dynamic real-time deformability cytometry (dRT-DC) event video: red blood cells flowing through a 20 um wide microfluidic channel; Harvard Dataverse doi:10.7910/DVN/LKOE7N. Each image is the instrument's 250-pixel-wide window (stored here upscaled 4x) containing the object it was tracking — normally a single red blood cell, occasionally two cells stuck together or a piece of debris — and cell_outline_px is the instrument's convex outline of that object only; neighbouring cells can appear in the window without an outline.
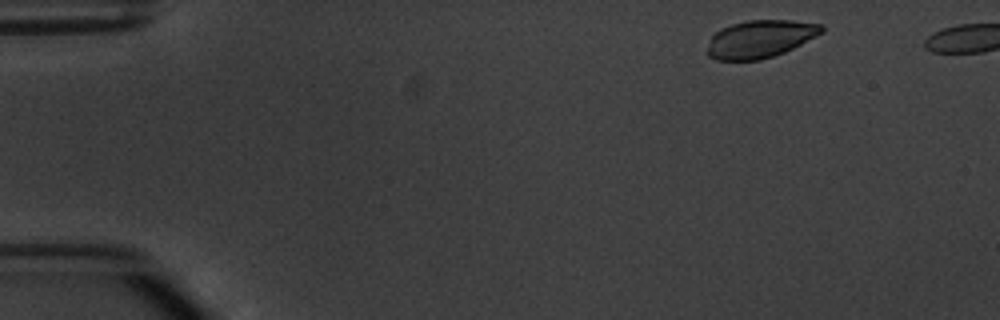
{"species": "common noctule bat (a hibernating species)", "species_latin": "Nyctalus noctula", "temperature_condition": "warm", "stored_images_in_passage": 6, "segment_of_instrument_passage": [2, 2], "camera_frame_rate_fps": 3000, "um_per_image_px": 0.085, "animal": {"sex": "male", "body_mass_g": 20.1, "forearm_length_mm": 53.5}, "frame": {"image": 1, "passage_image": 6, "time_ms": 6.0, "image_size_px": [1000, 320], "cell_outline_px": [[824, 32], [784, 52], [760, 60], [716, 60], [708, 56], [704, 52], [712, 36], [720, 28], [732, 24], [748, 20], [792, 20], [824, 24]], "centroid_in_image_um": [64.59, 3.31], "position_along_channel_um": 20.4, "area_um2": 25.2}}